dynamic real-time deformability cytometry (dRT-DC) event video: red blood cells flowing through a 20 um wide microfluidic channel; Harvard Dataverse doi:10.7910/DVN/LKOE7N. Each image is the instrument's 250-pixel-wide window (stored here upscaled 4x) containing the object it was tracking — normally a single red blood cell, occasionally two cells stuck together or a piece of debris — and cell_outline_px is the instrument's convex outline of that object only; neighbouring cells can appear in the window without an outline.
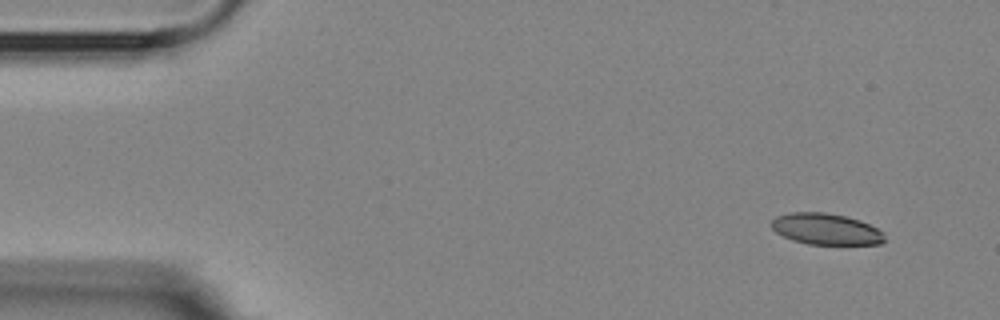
{"species": "Egyptian fruit bat (a non-hibernating species)", "species_latin": "Rousettus aegyptiacus", "temperature_condition": "room temperature", "stored_images_in_passage": 4, "camera_frame_rate_fps": 3000, "um_per_image_px": 0.085, "animal": {"sex": "female"}, "frame": {"image": 1, "passage_image": 1, "time_ms": 0.0, "image_size_px": [1000, 320], "cell_outline_px": [[884, 240], [880, 244], [808, 244], [792, 240], [776, 232], [772, 228], [772, 220], [776, 216], [792, 212], [828, 212], [860, 220], [884, 232]], "centroid_in_image_um": [70.2, 19.46], "position_along_channel_um": 14.8, "area_um2": 20.52}}
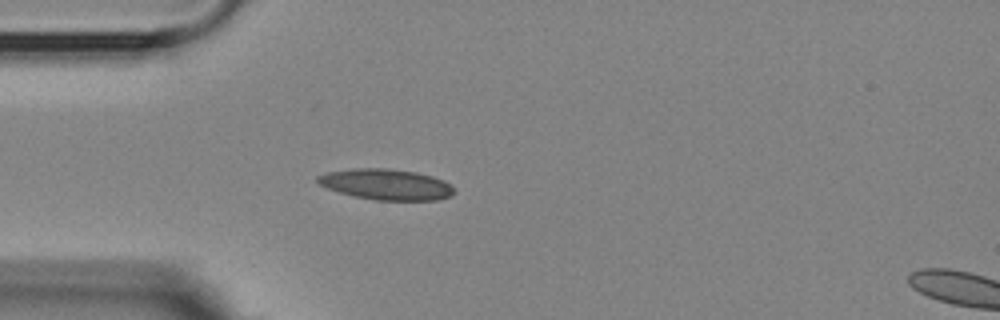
{"frame": {"image": 2, "passage_image": 4, "time_ms": 3.667, "image_size_px": [1000, 320], "cell_outline_px": [[456, 192], [452, 196], [436, 200], [376, 200], [356, 196], [340, 192], [328, 188], [320, 184], [316, 180], [316, 176], [328, 172], [352, 168], [384, 168], [416, 172], [432, 176], [444, 180]], "centroid_in_image_um": [32.84, 15.67], "position_along_channel_um": 52.2, "area_um2": 24.33}}